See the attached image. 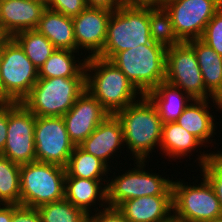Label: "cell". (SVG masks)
Masks as SVG:
<instances>
[{"instance_id": "30", "label": "cell", "mask_w": 222, "mask_h": 222, "mask_svg": "<svg viewBox=\"0 0 222 222\" xmlns=\"http://www.w3.org/2000/svg\"><path fill=\"white\" fill-rule=\"evenodd\" d=\"M42 222H87L88 214L65 198L39 206Z\"/></svg>"}, {"instance_id": "26", "label": "cell", "mask_w": 222, "mask_h": 222, "mask_svg": "<svg viewBox=\"0 0 222 222\" xmlns=\"http://www.w3.org/2000/svg\"><path fill=\"white\" fill-rule=\"evenodd\" d=\"M66 168L65 177H79L93 180H108L111 170L99 158L87 153L79 146H75ZM106 178H105V177Z\"/></svg>"}, {"instance_id": "13", "label": "cell", "mask_w": 222, "mask_h": 222, "mask_svg": "<svg viewBox=\"0 0 222 222\" xmlns=\"http://www.w3.org/2000/svg\"><path fill=\"white\" fill-rule=\"evenodd\" d=\"M36 161L66 167L75 148L63 117H36L34 129Z\"/></svg>"}, {"instance_id": "18", "label": "cell", "mask_w": 222, "mask_h": 222, "mask_svg": "<svg viewBox=\"0 0 222 222\" xmlns=\"http://www.w3.org/2000/svg\"><path fill=\"white\" fill-rule=\"evenodd\" d=\"M117 209L127 222H166L173 217L172 196H144L126 200Z\"/></svg>"}, {"instance_id": "2", "label": "cell", "mask_w": 222, "mask_h": 222, "mask_svg": "<svg viewBox=\"0 0 222 222\" xmlns=\"http://www.w3.org/2000/svg\"><path fill=\"white\" fill-rule=\"evenodd\" d=\"M85 72L86 90L110 115H115L142 96L127 76L108 59L98 56L87 58Z\"/></svg>"}, {"instance_id": "20", "label": "cell", "mask_w": 222, "mask_h": 222, "mask_svg": "<svg viewBox=\"0 0 222 222\" xmlns=\"http://www.w3.org/2000/svg\"><path fill=\"white\" fill-rule=\"evenodd\" d=\"M209 101L210 99H193L176 120L181 127L205 145V148H208V144L213 143L212 141L215 139L211 138L217 134L215 133L217 123L214 122L215 117L210 113Z\"/></svg>"}, {"instance_id": "11", "label": "cell", "mask_w": 222, "mask_h": 222, "mask_svg": "<svg viewBox=\"0 0 222 222\" xmlns=\"http://www.w3.org/2000/svg\"><path fill=\"white\" fill-rule=\"evenodd\" d=\"M35 121L36 116L21 102H8L7 140L0 155L20 165L36 161Z\"/></svg>"}, {"instance_id": "34", "label": "cell", "mask_w": 222, "mask_h": 222, "mask_svg": "<svg viewBox=\"0 0 222 222\" xmlns=\"http://www.w3.org/2000/svg\"><path fill=\"white\" fill-rule=\"evenodd\" d=\"M87 222H127L123 214L115 207L101 208V210L88 214Z\"/></svg>"}, {"instance_id": "44", "label": "cell", "mask_w": 222, "mask_h": 222, "mask_svg": "<svg viewBox=\"0 0 222 222\" xmlns=\"http://www.w3.org/2000/svg\"><path fill=\"white\" fill-rule=\"evenodd\" d=\"M166 222H184V221H180V220H177L174 217H172L170 220H168Z\"/></svg>"}, {"instance_id": "14", "label": "cell", "mask_w": 222, "mask_h": 222, "mask_svg": "<svg viewBox=\"0 0 222 222\" xmlns=\"http://www.w3.org/2000/svg\"><path fill=\"white\" fill-rule=\"evenodd\" d=\"M109 115L100 102L85 90L62 117L70 140L79 146Z\"/></svg>"}, {"instance_id": "15", "label": "cell", "mask_w": 222, "mask_h": 222, "mask_svg": "<svg viewBox=\"0 0 222 222\" xmlns=\"http://www.w3.org/2000/svg\"><path fill=\"white\" fill-rule=\"evenodd\" d=\"M112 11L102 8L86 7L79 15L72 18L76 39V51L83 49L89 54L87 58L98 56L103 48L107 36V25ZM91 51V52H89Z\"/></svg>"}, {"instance_id": "16", "label": "cell", "mask_w": 222, "mask_h": 222, "mask_svg": "<svg viewBox=\"0 0 222 222\" xmlns=\"http://www.w3.org/2000/svg\"><path fill=\"white\" fill-rule=\"evenodd\" d=\"M47 9L45 0H4L0 2V25L13 37L15 34L36 29Z\"/></svg>"}, {"instance_id": "3", "label": "cell", "mask_w": 222, "mask_h": 222, "mask_svg": "<svg viewBox=\"0 0 222 222\" xmlns=\"http://www.w3.org/2000/svg\"><path fill=\"white\" fill-rule=\"evenodd\" d=\"M166 47L159 44H145L117 52L113 62L142 94L147 95L165 81Z\"/></svg>"}, {"instance_id": "33", "label": "cell", "mask_w": 222, "mask_h": 222, "mask_svg": "<svg viewBox=\"0 0 222 222\" xmlns=\"http://www.w3.org/2000/svg\"><path fill=\"white\" fill-rule=\"evenodd\" d=\"M47 8L74 18L86 7V0H45Z\"/></svg>"}, {"instance_id": "35", "label": "cell", "mask_w": 222, "mask_h": 222, "mask_svg": "<svg viewBox=\"0 0 222 222\" xmlns=\"http://www.w3.org/2000/svg\"><path fill=\"white\" fill-rule=\"evenodd\" d=\"M12 222H42L37 208L13 204Z\"/></svg>"}, {"instance_id": "19", "label": "cell", "mask_w": 222, "mask_h": 222, "mask_svg": "<svg viewBox=\"0 0 222 222\" xmlns=\"http://www.w3.org/2000/svg\"><path fill=\"white\" fill-rule=\"evenodd\" d=\"M107 183L108 180L65 177V199L87 214H91L92 211L97 212L101 210L100 207L106 208L108 206ZM97 200L99 201V208L94 206ZM92 207L95 210L91 209Z\"/></svg>"}, {"instance_id": "37", "label": "cell", "mask_w": 222, "mask_h": 222, "mask_svg": "<svg viewBox=\"0 0 222 222\" xmlns=\"http://www.w3.org/2000/svg\"><path fill=\"white\" fill-rule=\"evenodd\" d=\"M86 5L90 8H102L113 12L124 5V0H86Z\"/></svg>"}, {"instance_id": "28", "label": "cell", "mask_w": 222, "mask_h": 222, "mask_svg": "<svg viewBox=\"0 0 222 222\" xmlns=\"http://www.w3.org/2000/svg\"><path fill=\"white\" fill-rule=\"evenodd\" d=\"M0 204L21 205L20 164L0 155Z\"/></svg>"}, {"instance_id": "10", "label": "cell", "mask_w": 222, "mask_h": 222, "mask_svg": "<svg viewBox=\"0 0 222 222\" xmlns=\"http://www.w3.org/2000/svg\"><path fill=\"white\" fill-rule=\"evenodd\" d=\"M165 81L192 99L213 98L205 89L197 56L187 42L166 49Z\"/></svg>"}, {"instance_id": "41", "label": "cell", "mask_w": 222, "mask_h": 222, "mask_svg": "<svg viewBox=\"0 0 222 222\" xmlns=\"http://www.w3.org/2000/svg\"><path fill=\"white\" fill-rule=\"evenodd\" d=\"M11 37L5 32L3 27L0 25V49L4 46V44L10 39Z\"/></svg>"}, {"instance_id": "8", "label": "cell", "mask_w": 222, "mask_h": 222, "mask_svg": "<svg viewBox=\"0 0 222 222\" xmlns=\"http://www.w3.org/2000/svg\"><path fill=\"white\" fill-rule=\"evenodd\" d=\"M193 186L183 180L172 182L173 217L184 222H206L222 216V209L209 181L202 176ZM203 181V182H202Z\"/></svg>"}, {"instance_id": "36", "label": "cell", "mask_w": 222, "mask_h": 222, "mask_svg": "<svg viewBox=\"0 0 222 222\" xmlns=\"http://www.w3.org/2000/svg\"><path fill=\"white\" fill-rule=\"evenodd\" d=\"M8 128V102L0 104V153L3 151L7 140Z\"/></svg>"}, {"instance_id": "29", "label": "cell", "mask_w": 222, "mask_h": 222, "mask_svg": "<svg viewBox=\"0 0 222 222\" xmlns=\"http://www.w3.org/2000/svg\"><path fill=\"white\" fill-rule=\"evenodd\" d=\"M149 27L152 41L155 43L166 48L182 43L174 31L170 14L165 8H149Z\"/></svg>"}, {"instance_id": "22", "label": "cell", "mask_w": 222, "mask_h": 222, "mask_svg": "<svg viewBox=\"0 0 222 222\" xmlns=\"http://www.w3.org/2000/svg\"><path fill=\"white\" fill-rule=\"evenodd\" d=\"M147 96L158 109L163 124L176 121L193 100L184 91L166 81L161 82Z\"/></svg>"}, {"instance_id": "23", "label": "cell", "mask_w": 222, "mask_h": 222, "mask_svg": "<svg viewBox=\"0 0 222 222\" xmlns=\"http://www.w3.org/2000/svg\"><path fill=\"white\" fill-rule=\"evenodd\" d=\"M202 146L205 148L194 135L181 127L176 121L163 124L159 148L163 152L161 154L168 156V159L174 158L175 161L178 158L180 160L181 157L184 159L189 156L190 158L192 152H195L196 149V152H198V149L200 150Z\"/></svg>"}, {"instance_id": "9", "label": "cell", "mask_w": 222, "mask_h": 222, "mask_svg": "<svg viewBox=\"0 0 222 222\" xmlns=\"http://www.w3.org/2000/svg\"><path fill=\"white\" fill-rule=\"evenodd\" d=\"M3 103L21 102L39 79L38 69L11 37L0 49Z\"/></svg>"}, {"instance_id": "7", "label": "cell", "mask_w": 222, "mask_h": 222, "mask_svg": "<svg viewBox=\"0 0 222 222\" xmlns=\"http://www.w3.org/2000/svg\"><path fill=\"white\" fill-rule=\"evenodd\" d=\"M145 160H134L135 168L109 177L107 205L117 208L122 202L144 196H172V182L168 177L146 171ZM121 174V175H119ZM158 174V175H157ZM111 178V180H110Z\"/></svg>"}, {"instance_id": "27", "label": "cell", "mask_w": 222, "mask_h": 222, "mask_svg": "<svg viewBox=\"0 0 222 222\" xmlns=\"http://www.w3.org/2000/svg\"><path fill=\"white\" fill-rule=\"evenodd\" d=\"M12 38L38 70L56 49L50 40L36 29L21 31Z\"/></svg>"}, {"instance_id": "4", "label": "cell", "mask_w": 222, "mask_h": 222, "mask_svg": "<svg viewBox=\"0 0 222 222\" xmlns=\"http://www.w3.org/2000/svg\"><path fill=\"white\" fill-rule=\"evenodd\" d=\"M86 90V77L39 78L21 103L36 117H62Z\"/></svg>"}, {"instance_id": "25", "label": "cell", "mask_w": 222, "mask_h": 222, "mask_svg": "<svg viewBox=\"0 0 222 222\" xmlns=\"http://www.w3.org/2000/svg\"><path fill=\"white\" fill-rule=\"evenodd\" d=\"M77 52L67 49H55L46 62L39 68L38 77H86L85 65L87 57L79 61V57L75 58Z\"/></svg>"}, {"instance_id": "12", "label": "cell", "mask_w": 222, "mask_h": 222, "mask_svg": "<svg viewBox=\"0 0 222 222\" xmlns=\"http://www.w3.org/2000/svg\"><path fill=\"white\" fill-rule=\"evenodd\" d=\"M222 7V0H171L164 8L182 42L200 39L207 23Z\"/></svg>"}, {"instance_id": "32", "label": "cell", "mask_w": 222, "mask_h": 222, "mask_svg": "<svg viewBox=\"0 0 222 222\" xmlns=\"http://www.w3.org/2000/svg\"><path fill=\"white\" fill-rule=\"evenodd\" d=\"M200 40L222 56V7L207 23Z\"/></svg>"}, {"instance_id": "1", "label": "cell", "mask_w": 222, "mask_h": 222, "mask_svg": "<svg viewBox=\"0 0 222 222\" xmlns=\"http://www.w3.org/2000/svg\"><path fill=\"white\" fill-rule=\"evenodd\" d=\"M115 116L122 125L124 145L127 153L131 151L132 160L146 161L150 158V153L156 152L153 150L160 146L163 128L155 104L147 95H142Z\"/></svg>"}, {"instance_id": "5", "label": "cell", "mask_w": 222, "mask_h": 222, "mask_svg": "<svg viewBox=\"0 0 222 222\" xmlns=\"http://www.w3.org/2000/svg\"><path fill=\"white\" fill-rule=\"evenodd\" d=\"M153 43L149 8L124 4L110 16L104 48L98 57L110 60L117 52Z\"/></svg>"}, {"instance_id": "43", "label": "cell", "mask_w": 222, "mask_h": 222, "mask_svg": "<svg viewBox=\"0 0 222 222\" xmlns=\"http://www.w3.org/2000/svg\"><path fill=\"white\" fill-rule=\"evenodd\" d=\"M206 222H222V216L214 218L213 220H209V221H206Z\"/></svg>"}, {"instance_id": "17", "label": "cell", "mask_w": 222, "mask_h": 222, "mask_svg": "<svg viewBox=\"0 0 222 222\" xmlns=\"http://www.w3.org/2000/svg\"><path fill=\"white\" fill-rule=\"evenodd\" d=\"M122 146V147H121ZM124 146V147H123ZM81 149L99 158L109 168L111 160L125 148L123 129L115 115H109L97 128L79 145ZM113 155V156H112ZM112 157V158H111ZM110 161V162H109ZM110 165H109V164Z\"/></svg>"}, {"instance_id": "39", "label": "cell", "mask_w": 222, "mask_h": 222, "mask_svg": "<svg viewBox=\"0 0 222 222\" xmlns=\"http://www.w3.org/2000/svg\"><path fill=\"white\" fill-rule=\"evenodd\" d=\"M13 204H0V222H12Z\"/></svg>"}, {"instance_id": "21", "label": "cell", "mask_w": 222, "mask_h": 222, "mask_svg": "<svg viewBox=\"0 0 222 222\" xmlns=\"http://www.w3.org/2000/svg\"><path fill=\"white\" fill-rule=\"evenodd\" d=\"M36 30L45 35L56 49L76 51L72 18L47 8L39 20Z\"/></svg>"}, {"instance_id": "40", "label": "cell", "mask_w": 222, "mask_h": 222, "mask_svg": "<svg viewBox=\"0 0 222 222\" xmlns=\"http://www.w3.org/2000/svg\"><path fill=\"white\" fill-rule=\"evenodd\" d=\"M211 102H213V106L222 111V87L218 90V92L213 96ZM217 105V106H216ZM218 107V108H217Z\"/></svg>"}, {"instance_id": "31", "label": "cell", "mask_w": 222, "mask_h": 222, "mask_svg": "<svg viewBox=\"0 0 222 222\" xmlns=\"http://www.w3.org/2000/svg\"><path fill=\"white\" fill-rule=\"evenodd\" d=\"M198 153L197 160L200 167V176H204L211 186L219 200L222 209V151L205 153V151ZM202 153V154H201Z\"/></svg>"}, {"instance_id": "38", "label": "cell", "mask_w": 222, "mask_h": 222, "mask_svg": "<svg viewBox=\"0 0 222 222\" xmlns=\"http://www.w3.org/2000/svg\"><path fill=\"white\" fill-rule=\"evenodd\" d=\"M124 4L131 7L164 8L165 0H124Z\"/></svg>"}, {"instance_id": "6", "label": "cell", "mask_w": 222, "mask_h": 222, "mask_svg": "<svg viewBox=\"0 0 222 222\" xmlns=\"http://www.w3.org/2000/svg\"><path fill=\"white\" fill-rule=\"evenodd\" d=\"M66 168L33 161L20 165L21 205L38 208L65 198Z\"/></svg>"}, {"instance_id": "24", "label": "cell", "mask_w": 222, "mask_h": 222, "mask_svg": "<svg viewBox=\"0 0 222 222\" xmlns=\"http://www.w3.org/2000/svg\"><path fill=\"white\" fill-rule=\"evenodd\" d=\"M187 43L194 49L205 89L214 96L222 87V56L200 39Z\"/></svg>"}, {"instance_id": "42", "label": "cell", "mask_w": 222, "mask_h": 222, "mask_svg": "<svg viewBox=\"0 0 222 222\" xmlns=\"http://www.w3.org/2000/svg\"><path fill=\"white\" fill-rule=\"evenodd\" d=\"M3 103V86L1 83V76H0V104Z\"/></svg>"}]
</instances>
